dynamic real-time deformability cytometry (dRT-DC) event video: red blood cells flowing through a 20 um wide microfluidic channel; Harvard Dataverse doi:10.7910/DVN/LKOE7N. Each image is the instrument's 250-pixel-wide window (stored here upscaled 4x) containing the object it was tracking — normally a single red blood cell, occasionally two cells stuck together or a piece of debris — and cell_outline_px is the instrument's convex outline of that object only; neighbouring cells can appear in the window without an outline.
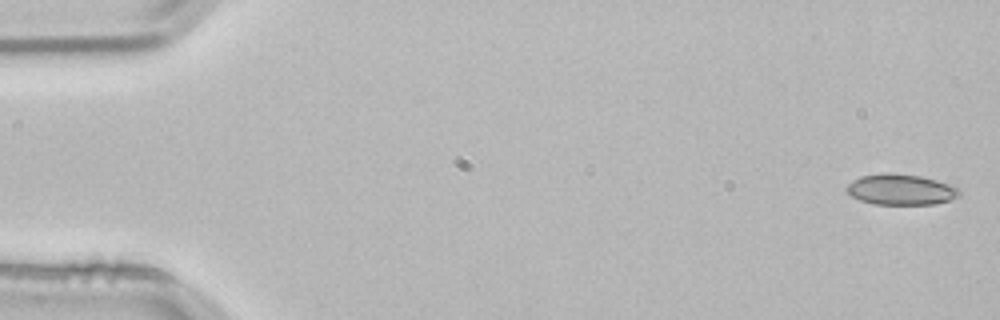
{"species": "common noctule bat (a hibernating species)", "species_latin": "Nyctalus noctula", "temperature_condition": "room temperature", "stored_images_in_passage": 3, "camera_frame_rate_fps": 3000, "um_per_image_px": 0.085, "animal": {"sex": "male", "body_mass_g": 21.5, "forearm_length_mm": 52.0}, "frame": {"image": 1, "passage_image": 1, "time_ms": 0.0, "image_size_px": [1000, 320], "cell_outline_px": [[960, 192], [956, 196], [948, 200], [936, 204], [872, 204], [860, 200], [844, 192], [844, 188], [852, 180], [860, 176], [888, 172], [920, 176], [936, 180], [960, 188]], "centroid_in_image_um": [76.5, 16.1], "position_along_channel_um": 8.5, "area_um2": 20.23}}
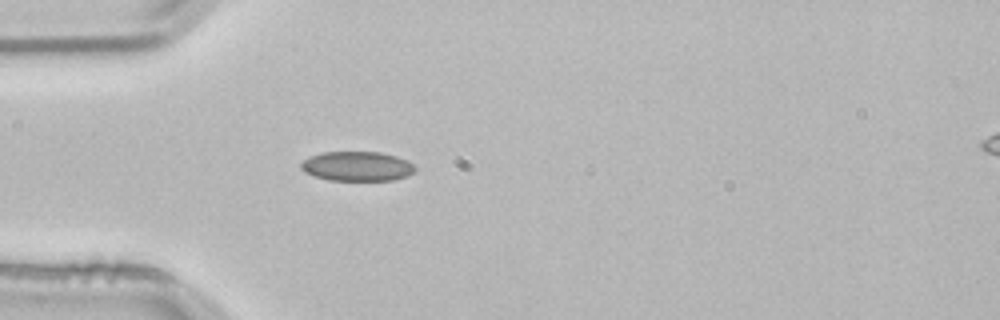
{"frame": {"image": 2, "passage_image": 3, "time_ms": 0.667, "image_size_px": [1000, 320], "cell_outline_px": [[416, 168], [408, 176], [396, 180], [328, 180], [304, 172], [300, 168], [300, 164], [304, 160], [320, 152], [380, 152], [396, 156], [408, 160]], "centroid_in_image_um": [30.37, 14.13], "position_along_channel_um": 54.6, "area_um2": 19.65}}